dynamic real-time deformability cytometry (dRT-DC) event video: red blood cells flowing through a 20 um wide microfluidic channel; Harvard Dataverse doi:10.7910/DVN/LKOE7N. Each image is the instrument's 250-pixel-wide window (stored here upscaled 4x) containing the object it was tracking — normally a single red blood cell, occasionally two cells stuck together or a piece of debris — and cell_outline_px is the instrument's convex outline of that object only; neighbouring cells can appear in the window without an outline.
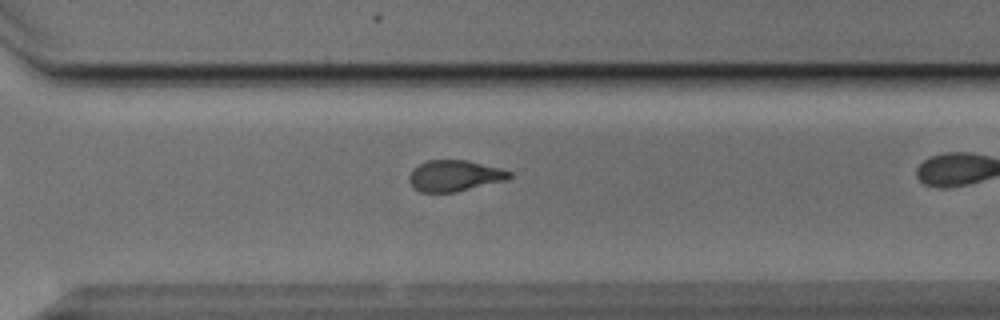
{"species": "Egyptian fruit bat (a non-hibernating species)", "species_latin": "Rousettus aegyptiacus", "temperature_condition": "cold", "stored_images_in_passage": 28, "camera_frame_rate_fps": 3000, "um_per_image_px": 0.085, "animal": {"sex": "male"}, "frame": {"image": 1, "passage_image": 24, "time_ms": 7.667, "image_size_px": [1000, 320], "cell_outline_px": [[512, 176], [508, 180], [456, 192], [420, 192], [412, 184], [408, 176], [412, 168], [428, 160], [468, 160], [500, 168], [512, 172]], "centroid_in_image_um": [38.67, 14.93], "position_along_channel_um": 331.9, "area_um2": 18.21}}